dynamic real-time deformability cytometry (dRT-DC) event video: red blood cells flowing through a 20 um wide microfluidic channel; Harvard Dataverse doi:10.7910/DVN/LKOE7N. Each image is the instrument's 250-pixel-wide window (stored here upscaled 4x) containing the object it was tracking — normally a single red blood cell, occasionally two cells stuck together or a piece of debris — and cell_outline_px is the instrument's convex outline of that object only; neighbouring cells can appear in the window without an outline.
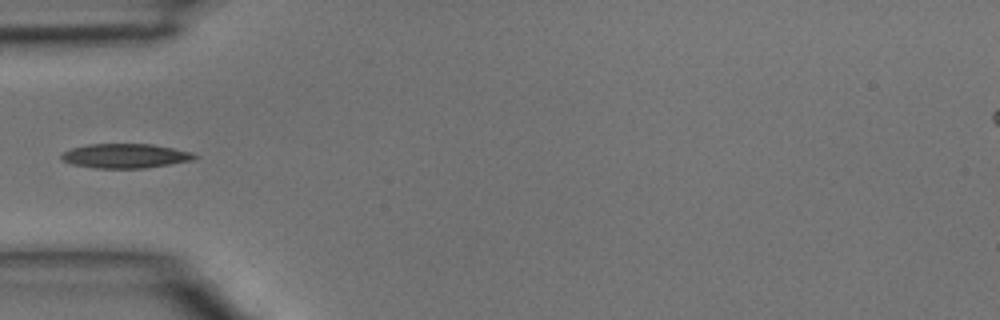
{"species": "common noctule bat (a hibernating species)", "species_latin": "Nyctalus noctula", "temperature_condition": "room temperature", "stored_images_in_passage": 3, "camera_frame_rate_fps": 3000, "um_per_image_px": 0.085, "animal": {"sex": "male", "body_mass_g": 15.6}, "frame": {"image": 1, "passage_image": 3, "time_ms": 0.667, "image_size_px": [1000, 320], "cell_outline_px": [[200, 156], [196, 160], [144, 168], [96, 168], [72, 164], [60, 160], [60, 156], [64, 152], [72, 148], [88, 144], [152, 144], [192, 152]], "centroid_in_image_um": [10.68, 13.25], "position_along_channel_um": 74.3, "area_um2": 19.02}}